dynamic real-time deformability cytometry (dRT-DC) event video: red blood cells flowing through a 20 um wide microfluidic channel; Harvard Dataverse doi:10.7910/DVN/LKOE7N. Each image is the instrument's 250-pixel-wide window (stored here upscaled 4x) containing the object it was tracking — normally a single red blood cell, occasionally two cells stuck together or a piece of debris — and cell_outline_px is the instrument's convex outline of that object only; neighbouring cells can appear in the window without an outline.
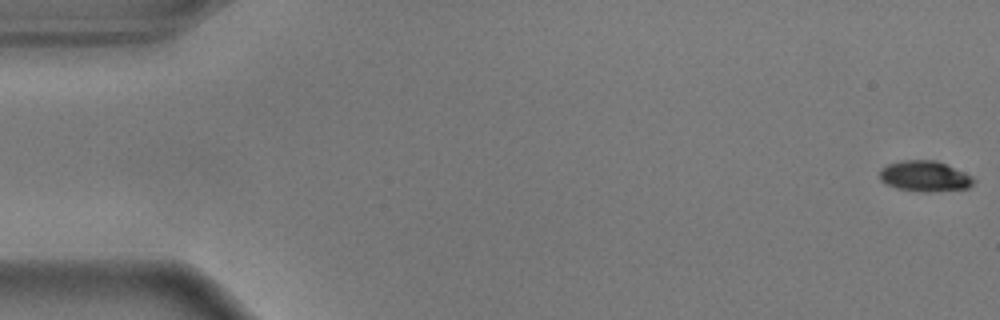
{"species": "common noctule bat (a hibernating species)", "species_latin": "Nyctalus noctula", "temperature_condition": "warm", "stored_images_in_passage": 56, "camera_frame_rate_fps": 3000, "um_per_image_px": 0.085, "animal": {"sex": "male", "body_mass_g": 17.9}, "frame": {"image": 1, "passage_image": 1, "time_ms": 0.0, "image_size_px": [1000, 320], "cell_outline_px": [[976, 180], [968, 188], [928, 192], [920, 192], [896, 188], [884, 184], [880, 180], [880, 168], [888, 164], [904, 160], [936, 160], [964, 172], [972, 176]], "centroid_in_image_um": [78.58, 14.98], "position_along_channel_um": 6.4, "area_um2": 16.88}}
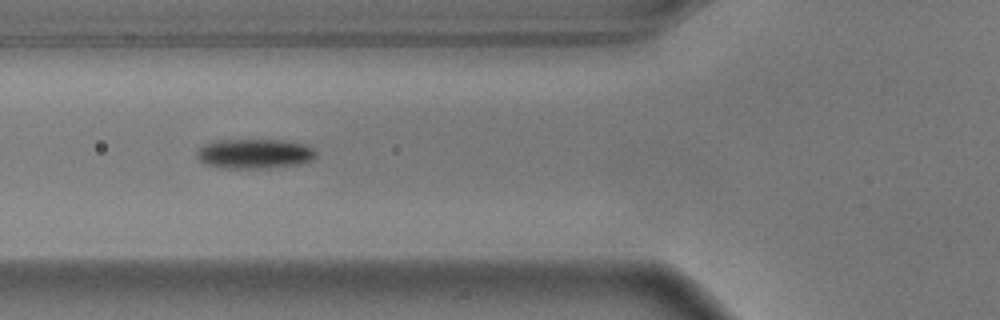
{"frame": {"image": 2, "passage_image": 21, "time_ms": 6.667, "image_size_px": [1000, 320], "cell_outline_px": [[316, 156], [312, 160], [296, 164], [264, 168], [228, 168], [204, 164], [196, 156], [196, 148], [204, 144], [216, 140], [284, 140], [308, 144], [316, 152]], "centroid_in_image_um": [21.61, 13.05], "position_along_channel_um": 104.2, "area_um2": 20.69}}
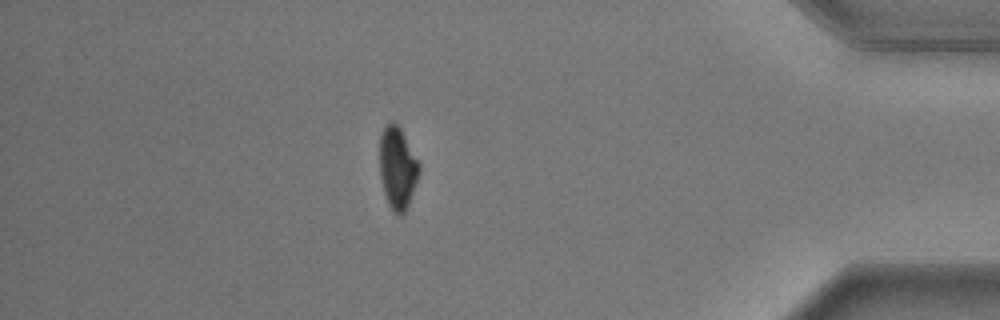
{"frame": {"image": 3, "passage_image": 49, "time_ms": 16.0, "image_size_px": [1000, 320], "cell_outline_px": [[420, 172], [408, 204], [404, 212], [400, 216], [388, 204], [384, 192], [380, 176], [380, 132], [384, 124], [392, 120], [396, 120], [420, 164]], "centroid_in_image_um": [33.78, 14.18], "position_along_channel_um": 401.4, "area_um2": 18.9}, "authors_computed_cell_mechanics": {"area_um2": 19.1896, "velocity_mm_per_s": 3.6301, "shape_relaxation_time_tau1_ms": 1.7844, "shape_relaxation_time_tau2_ms": null, "deformation_change_tau1": 0.1559, "deformation_change_tau2": null}}